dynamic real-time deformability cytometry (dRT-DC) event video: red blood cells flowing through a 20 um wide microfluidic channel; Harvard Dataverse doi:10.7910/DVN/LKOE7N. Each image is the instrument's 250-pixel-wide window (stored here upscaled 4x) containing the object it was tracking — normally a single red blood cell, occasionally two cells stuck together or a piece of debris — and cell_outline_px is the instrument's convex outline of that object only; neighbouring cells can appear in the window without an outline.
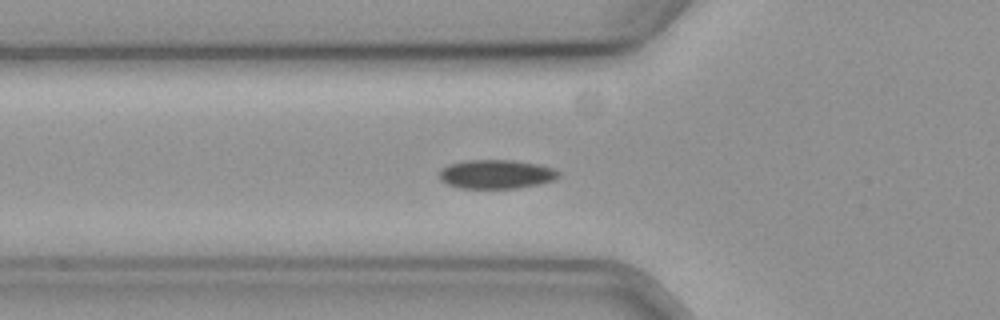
{"species": "common noctule bat (a hibernating species)", "species_latin": "Nyctalus noctula", "temperature_condition": "cold", "stored_images_in_passage": 37, "camera_frame_rate_fps": 3000, "um_per_image_px": 0.085, "animal": {"sex": "female", "body_mass_g": 19.3, "forearm_length_mm": 54.1}, "frame": {"image": 1, "passage_image": 8, "time_ms": 2.333, "image_size_px": [1000, 320], "cell_outline_px": [[560, 176], [552, 180], [540, 184], [516, 188], [460, 188], [448, 184], [440, 180], [440, 168], [448, 164], [468, 160], [512, 160], [536, 164], [552, 168], [560, 172]], "centroid_in_image_um": [42.16, 14.8], "position_along_channel_um": 83.6, "area_um2": 20.06}}
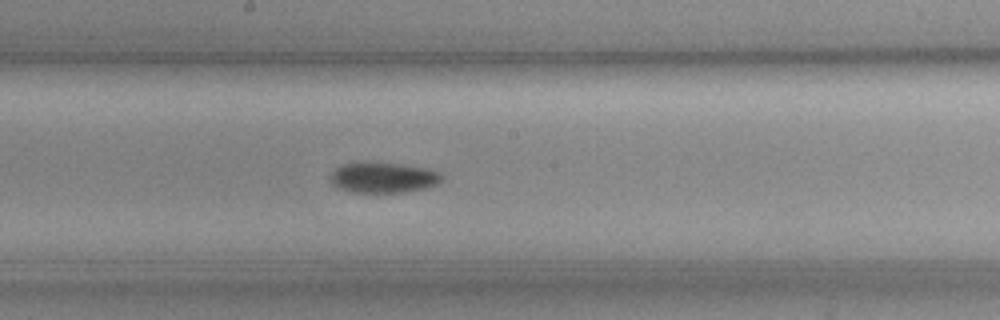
{"frame": {"image": 2, "passage_image": 19, "time_ms": 6.0, "image_size_px": [1000, 320], "cell_outline_px": [[444, 176], [436, 184], [428, 188], [404, 192], [348, 192], [336, 188], [332, 184], [328, 176], [340, 164], [364, 160], [400, 164], [428, 168], [440, 172]], "centroid_in_image_um": [32.51, 15.07], "position_along_channel_um": 215.7, "area_um2": 20.52}}
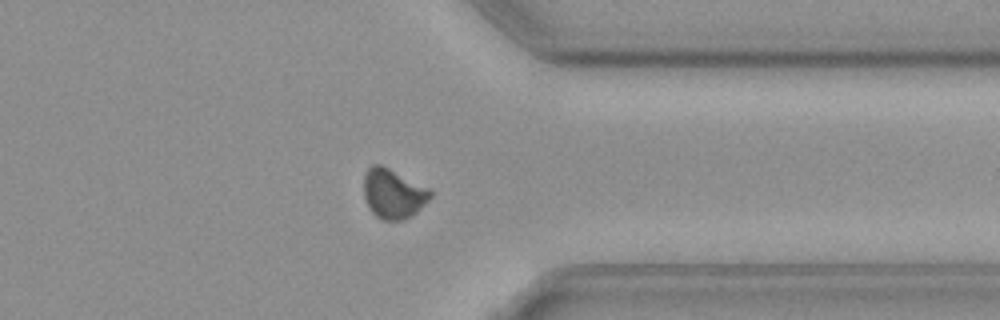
{"frame": {"image": 3, "passage_image": 33, "time_ms": 10.667, "image_size_px": [1000, 320], "cell_outline_px": [[432, 196], [416, 212], [404, 220], [384, 220], [376, 216], [368, 208], [364, 196], [364, 176], [368, 168], [372, 164], [380, 164], [428, 188], [432, 192]], "centroid_in_image_um": [33.4, 16.47], "position_along_channel_um": 378.0, "area_um2": 19.02}}